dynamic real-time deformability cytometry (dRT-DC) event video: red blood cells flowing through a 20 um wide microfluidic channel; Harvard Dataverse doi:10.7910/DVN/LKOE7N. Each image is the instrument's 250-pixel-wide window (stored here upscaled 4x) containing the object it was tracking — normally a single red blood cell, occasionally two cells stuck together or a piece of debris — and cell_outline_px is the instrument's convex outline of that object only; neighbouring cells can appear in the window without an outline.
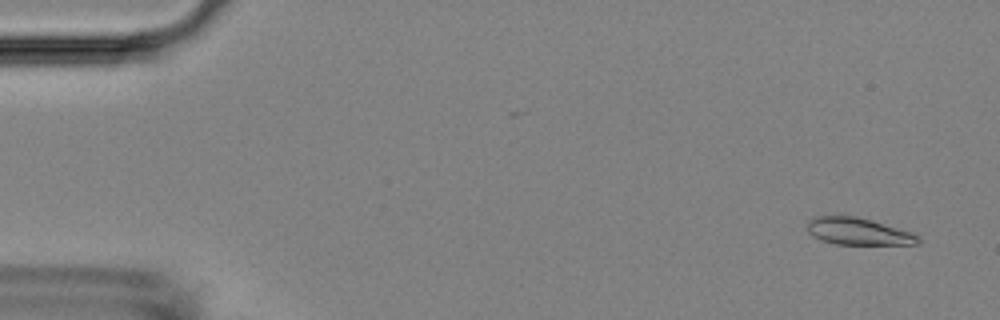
{"species": "Egyptian fruit bat (a non-hibernating species)", "species_latin": "Rousettus aegyptiacus", "temperature_condition": "room temperature", "stored_images_in_passage": 54, "camera_frame_rate_fps": 3000, "um_per_image_px": 0.085, "animal": {"sex": "female"}, "frame": {"image": 1, "passage_image": 3, "time_ms": 0.667, "image_size_px": [1000, 320], "cell_outline_px": [[920, 244], [836, 244], [820, 240], [812, 236], [808, 232], [808, 220], [812, 216], [856, 216], [872, 220], [912, 232], [920, 236]], "centroid_in_image_um": [72.94, 19.67], "position_along_channel_um": 12.1, "area_um2": 17.57}}
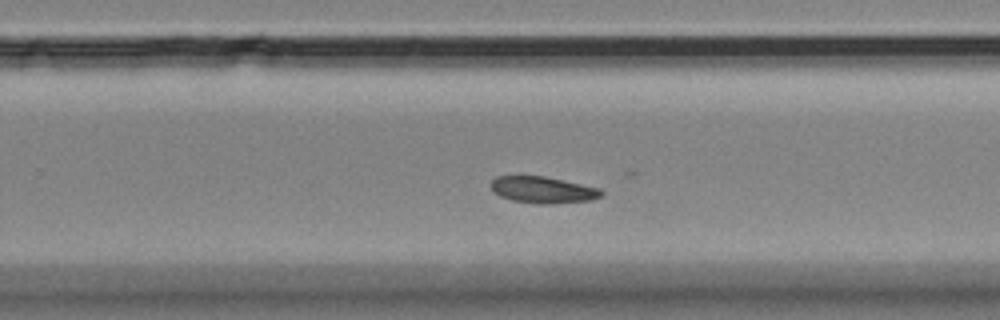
{"frame": {"image": 2, "passage_image": 35, "time_ms": 11.333, "image_size_px": [1000, 320], "cell_outline_px": [[604, 192], [600, 196], [592, 200], [556, 204], [540, 204], [512, 200], [500, 196], [488, 184], [496, 176], [544, 176], [564, 180], [600, 188]], "centroid_in_image_um": [46.16, 16.14], "position_along_channel_um": 283.6, "area_um2": 17.17}}
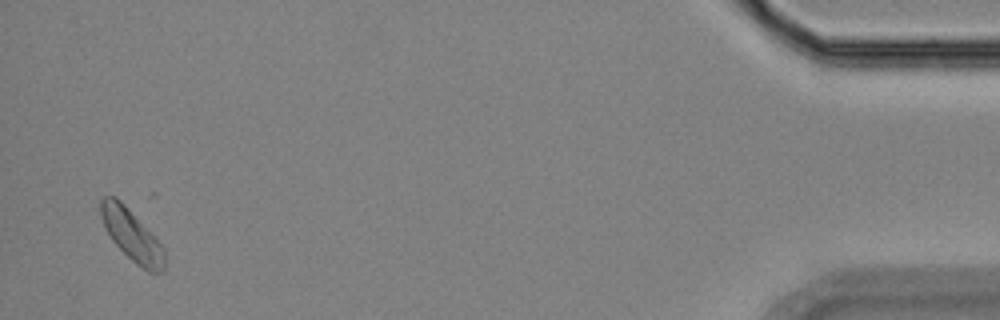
{"frame": {"image": 3, "passage_image": 53, "time_ms": 17.333, "image_size_px": [1000, 320], "cell_outline_px": [[164, 272], [148, 272], [136, 264], [112, 240], [100, 216], [100, 200], [104, 196], [116, 196], [124, 204], [164, 248]], "centroid_in_image_um": [11.19, 19.99], "position_along_channel_um": 424.0, "area_um2": 18.55}}